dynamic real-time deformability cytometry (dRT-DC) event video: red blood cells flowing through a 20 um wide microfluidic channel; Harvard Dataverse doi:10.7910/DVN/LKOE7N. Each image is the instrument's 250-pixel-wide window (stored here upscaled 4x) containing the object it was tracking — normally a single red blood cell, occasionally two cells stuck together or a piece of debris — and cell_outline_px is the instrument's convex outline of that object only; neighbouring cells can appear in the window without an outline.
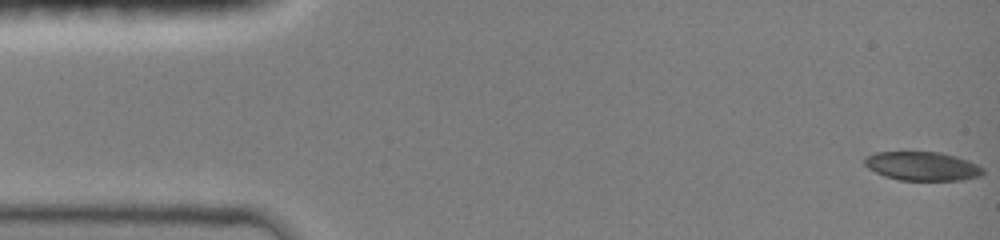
{"species": "common noctule bat (a hibernating species)", "species_latin": "Nyctalus noctula", "temperature_condition": "room temperature", "stored_images_in_passage": 48, "camera_frame_rate_fps": 3000, "um_per_image_px": 0.085, "animal": {"sex": "female", "body_mass_g": 19.0, "forearm_length_mm": 51.5}, "frame": {"image": 1, "passage_image": 1, "time_ms": 0.0, "image_size_px": [1000, 240], "cell_outline_px": [[984, 172], [980, 176], [960, 180], [900, 180], [884, 176], [868, 168], [864, 164], [864, 160], [868, 156], [876, 152], [940, 152], [956, 156], [968, 160], [984, 168]], "centroid_in_image_um": [78.41, 14.12], "position_along_channel_um": 6.6, "area_um2": 19.83}}
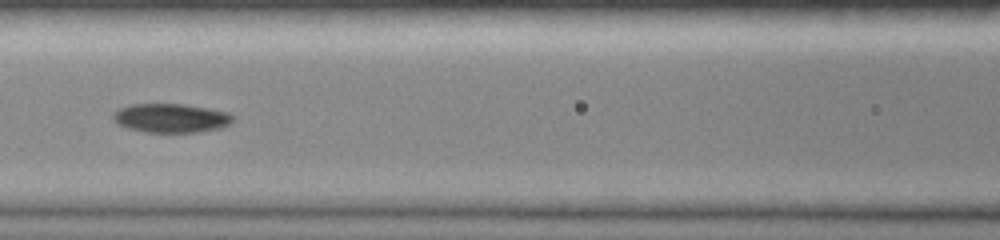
{"frame": {"image": 2, "passage_image": 21, "time_ms": 6.667, "image_size_px": [1000, 240], "cell_outline_px": [[232, 124], [220, 128], [196, 132], [144, 132], [128, 128], [116, 124], [112, 120], [112, 112], [128, 104], [184, 104], [208, 108], [228, 112], [232, 116]], "centroid_in_image_um": [14.49, 10.03], "position_along_channel_um": 152.1, "area_um2": 20.4}}
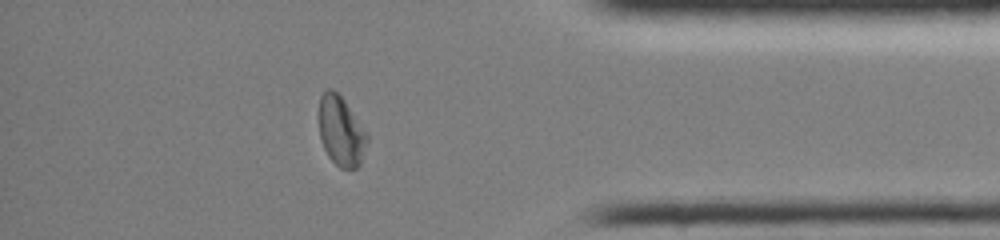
{"frame": {"image": 3, "passage_image": 41, "time_ms": 13.333, "image_size_px": [1000, 240], "cell_outline_px": [[368, 140], [360, 164], [356, 168], [340, 168], [328, 156], [320, 140], [316, 112], [320, 96], [328, 88], [332, 88], [344, 100], [368, 132]], "centroid_in_image_um": [28.95, 11.11], "position_along_channel_um": 406.3, "area_um2": 20.11}, "authors_computed_cell_mechanics": {"area_um2": 20.4034, "velocity_mm_per_s": 4.0369, "shape_relaxation_time_tau1_ms": null, "shape_relaxation_time_tau2_ms": 3.3821, "deformation_change_tau1": null, "deformation_change_tau2": 0.0775}}